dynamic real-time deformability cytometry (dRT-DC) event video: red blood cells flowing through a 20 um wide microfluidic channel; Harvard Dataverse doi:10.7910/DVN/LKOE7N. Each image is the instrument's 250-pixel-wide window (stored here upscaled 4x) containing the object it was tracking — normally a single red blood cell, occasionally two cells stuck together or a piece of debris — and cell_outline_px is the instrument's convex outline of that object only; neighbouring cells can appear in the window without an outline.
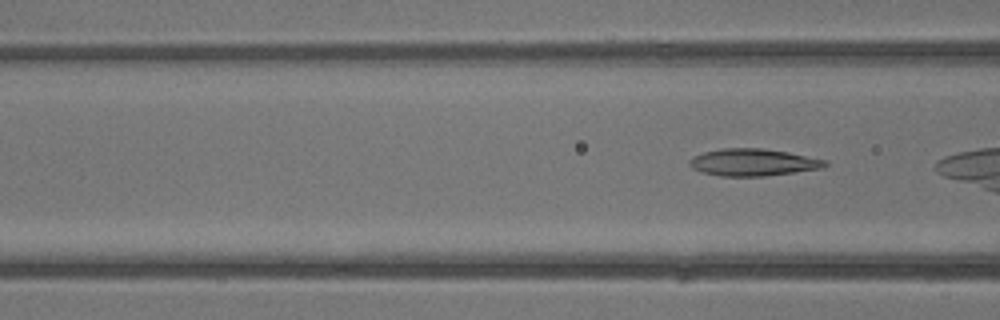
{"species": "common noctule bat (a hibernating species)", "species_latin": "Nyctalus noctula", "temperature_condition": "warm", "stored_images_in_passage": 6, "camera_frame_rate_fps": 3000, "um_per_image_px": 0.085, "animal": {"sex": "male", "body_mass_g": 13.3}, "frame": {"image": 1, "passage_image": 6, "time_ms": 6.0, "image_size_px": [1000, 320], "cell_outline_px": [[828, 164], [824, 168], [796, 172], [764, 176], [720, 176], [704, 172], [692, 168], [688, 164], [688, 160], [692, 156], [704, 152], [720, 148], [764, 148], [788, 152], [828, 160]], "centroid_in_image_um": [64.02, 13.79], "position_along_channel_um": 102.6, "area_um2": 21.62}}